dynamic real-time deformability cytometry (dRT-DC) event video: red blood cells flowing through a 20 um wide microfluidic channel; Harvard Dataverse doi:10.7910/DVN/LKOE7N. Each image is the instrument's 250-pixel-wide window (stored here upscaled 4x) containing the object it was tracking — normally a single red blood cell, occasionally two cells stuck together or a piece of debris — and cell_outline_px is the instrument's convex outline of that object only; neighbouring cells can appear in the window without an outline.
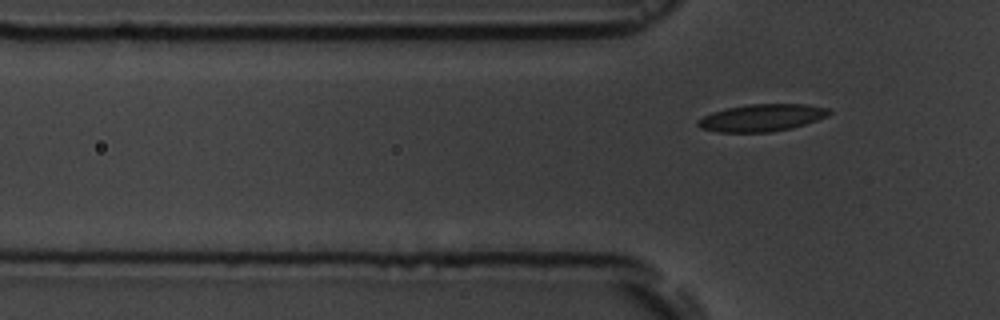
{"species": "common noctule bat (a hibernating species)", "species_latin": "Nyctalus noctula", "temperature_condition": "room temperature", "stored_images_in_passage": 5, "camera_frame_rate_fps": 3000, "um_per_image_px": 0.085, "animal": {"sex": "male", "body_mass_g": 19.5, "forearm_length_mm": 54.6}, "frame": {"image": 1, "passage_image": 5, "time_ms": 21.667, "image_size_px": [1000, 320], "cell_outline_px": [[832, 112], [828, 116], [792, 128], [768, 132], [720, 132], [700, 128], [696, 124], [696, 120], [712, 112], [728, 108], [748, 104], [808, 104], [828, 108]], "centroid_in_image_um": [64.75, 10.0], "position_along_channel_um": 61.0, "area_um2": 20.75}}